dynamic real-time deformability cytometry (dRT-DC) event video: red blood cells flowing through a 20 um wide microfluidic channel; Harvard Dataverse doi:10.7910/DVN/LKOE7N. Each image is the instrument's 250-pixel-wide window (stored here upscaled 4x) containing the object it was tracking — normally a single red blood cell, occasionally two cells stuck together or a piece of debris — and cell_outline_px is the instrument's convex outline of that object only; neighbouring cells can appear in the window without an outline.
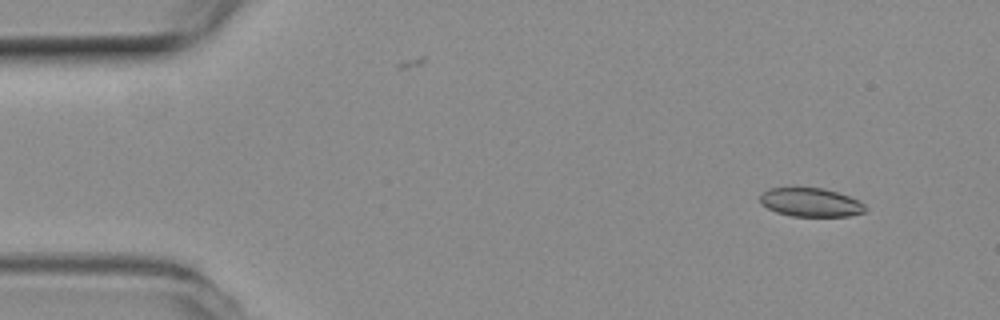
{"species": "common noctule bat (a hibernating species)", "species_latin": "Nyctalus noctula", "temperature_condition": "room temperature", "stored_images_in_passage": 5, "camera_frame_rate_fps": 3000, "um_per_image_px": 0.085, "animal": {"sex": "female", "body_mass_g": 19.3, "forearm_length_mm": 54.1}, "frame": {"image": 1, "passage_image": 2, "time_ms": 0.333, "image_size_px": [1000, 320], "cell_outline_px": [[868, 208], [864, 212], [848, 216], [792, 216], [776, 212], [768, 208], [760, 200], [760, 196], [768, 188], [792, 184], [824, 188], [860, 200]], "centroid_in_image_um": [68.89, 17.14], "position_along_channel_um": 16.1, "area_um2": 18.26}}